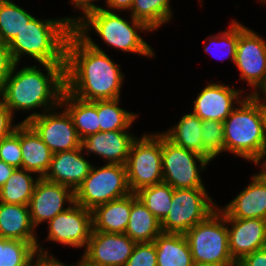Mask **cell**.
<instances>
[{"label":"cell","instance_id":"1","mask_svg":"<svg viewBox=\"0 0 266 266\" xmlns=\"http://www.w3.org/2000/svg\"><path fill=\"white\" fill-rule=\"evenodd\" d=\"M124 74L88 33L72 30L65 46V90L84 101L120 98Z\"/></svg>","mask_w":266,"mask_h":266},{"label":"cell","instance_id":"2","mask_svg":"<svg viewBox=\"0 0 266 266\" xmlns=\"http://www.w3.org/2000/svg\"><path fill=\"white\" fill-rule=\"evenodd\" d=\"M38 65L44 67L45 74L35 65L24 66L17 71L16 63L0 92V98L13 116L19 110L31 111L42 107L44 113L53 108L60 109L61 97L65 90V65Z\"/></svg>","mask_w":266,"mask_h":266},{"label":"cell","instance_id":"3","mask_svg":"<svg viewBox=\"0 0 266 266\" xmlns=\"http://www.w3.org/2000/svg\"><path fill=\"white\" fill-rule=\"evenodd\" d=\"M73 27L64 19L35 16L8 44L15 63L28 55L38 63L65 65V46Z\"/></svg>","mask_w":266,"mask_h":266},{"label":"cell","instance_id":"4","mask_svg":"<svg viewBox=\"0 0 266 266\" xmlns=\"http://www.w3.org/2000/svg\"><path fill=\"white\" fill-rule=\"evenodd\" d=\"M242 96L243 99L223 121L225 148L227 153L257 164L266 157V137L259 93Z\"/></svg>","mask_w":266,"mask_h":266},{"label":"cell","instance_id":"5","mask_svg":"<svg viewBox=\"0 0 266 266\" xmlns=\"http://www.w3.org/2000/svg\"><path fill=\"white\" fill-rule=\"evenodd\" d=\"M95 30L109 47L124 52L136 53L145 57H154L153 48L139 35L140 32H152L142 21L121 17L115 12L99 8L82 18L74 27L76 33H89Z\"/></svg>","mask_w":266,"mask_h":266},{"label":"cell","instance_id":"6","mask_svg":"<svg viewBox=\"0 0 266 266\" xmlns=\"http://www.w3.org/2000/svg\"><path fill=\"white\" fill-rule=\"evenodd\" d=\"M223 212L217 209L184 235L188 240L193 262L235 266L229 251L228 226Z\"/></svg>","mask_w":266,"mask_h":266},{"label":"cell","instance_id":"7","mask_svg":"<svg viewBox=\"0 0 266 266\" xmlns=\"http://www.w3.org/2000/svg\"><path fill=\"white\" fill-rule=\"evenodd\" d=\"M132 193L126 166L122 164H105L101 167L92 165L88 176L74 191V202L86 209L124 197Z\"/></svg>","mask_w":266,"mask_h":266},{"label":"cell","instance_id":"8","mask_svg":"<svg viewBox=\"0 0 266 266\" xmlns=\"http://www.w3.org/2000/svg\"><path fill=\"white\" fill-rule=\"evenodd\" d=\"M125 166L132 193L162 183V132L137 137L132 142Z\"/></svg>","mask_w":266,"mask_h":266},{"label":"cell","instance_id":"9","mask_svg":"<svg viewBox=\"0 0 266 266\" xmlns=\"http://www.w3.org/2000/svg\"><path fill=\"white\" fill-rule=\"evenodd\" d=\"M217 207L206 188L174 189L169 213L161 221L162 231L185 234Z\"/></svg>","mask_w":266,"mask_h":266},{"label":"cell","instance_id":"10","mask_svg":"<svg viewBox=\"0 0 266 266\" xmlns=\"http://www.w3.org/2000/svg\"><path fill=\"white\" fill-rule=\"evenodd\" d=\"M209 162L201 154L174 144L162 133L163 182L173 189L205 188L199 173Z\"/></svg>","mask_w":266,"mask_h":266},{"label":"cell","instance_id":"11","mask_svg":"<svg viewBox=\"0 0 266 266\" xmlns=\"http://www.w3.org/2000/svg\"><path fill=\"white\" fill-rule=\"evenodd\" d=\"M258 33L239 23L235 65L240 78L253 90L249 95L266 93V41Z\"/></svg>","mask_w":266,"mask_h":266},{"label":"cell","instance_id":"12","mask_svg":"<svg viewBox=\"0 0 266 266\" xmlns=\"http://www.w3.org/2000/svg\"><path fill=\"white\" fill-rule=\"evenodd\" d=\"M21 123H28L53 154L80 148L81 139L65 108L62 112L54 109L46 113L33 112Z\"/></svg>","mask_w":266,"mask_h":266},{"label":"cell","instance_id":"13","mask_svg":"<svg viewBox=\"0 0 266 266\" xmlns=\"http://www.w3.org/2000/svg\"><path fill=\"white\" fill-rule=\"evenodd\" d=\"M68 205L69 208L47 223L46 239L69 247L86 248L93 230L92 210L76 202Z\"/></svg>","mask_w":266,"mask_h":266},{"label":"cell","instance_id":"14","mask_svg":"<svg viewBox=\"0 0 266 266\" xmlns=\"http://www.w3.org/2000/svg\"><path fill=\"white\" fill-rule=\"evenodd\" d=\"M135 244L125 233L92 231L82 257L99 266H125Z\"/></svg>","mask_w":266,"mask_h":266},{"label":"cell","instance_id":"15","mask_svg":"<svg viewBox=\"0 0 266 266\" xmlns=\"http://www.w3.org/2000/svg\"><path fill=\"white\" fill-rule=\"evenodd\" d=\"M65 202L74 203V191L68 186L39 178L28 207L32 225L36 229L43 222H49L57 214L65 211Z\"/></svg>","mask_w":266,"mask_h":266},{"label":"cell","instance_id":"16","mask_svg":"<svg viewBox=\"0 0 266 266\" xmlns=\"http://www.w3.org/2000/svg\"><path fill=\"white\" fill-rule=\"evenodd\" d=\"M241 89L222 83H208L193 101V110L201 120L223 122L243 99ZM236 102V103H235Z\"/></svg>","mask_w":266,"mask_h":266},{"label":"cell","instance_id":"17","mask_svg":"<svg viewBox=\"0 0 266 266\" xmlns=\"http://www.w3.org/2000/svg\"><path fill=\"white\" fill-rule=\"evenodd\" d=\"M229 251L237 263L246 255L266 247V219L226 218Z\"/></svg>","mask_w":266,"mask_h":266},{"label":"cell","instance_id":"18","mask_svg":"<svg viewBox=\"0 0 266 266\" xmlns=\"http://www.w3.org/2000/svg\"><path fill=\"white\" fill-rule=\"evenodd\" d=\"M136 139L126 130H115L91 134L81 139L80 148L87 156L96 154L104 158L107 164L126 165L132 142Z\"/></svg>","mask_w":266,"mask_h":266},{"label":"cell","instance_id":"19","mask_svg":"<svg viewBox=\"0 0 266 266\" xmlns=\"http://www.w3.org/2000/svg\"><path fill=\"white\" fill-rule=\"evenodd\" d=\"M83 154L81 148L54 153L50 167L43 178L68 186L75 191L88 176L92 167Z\"/></svg>","mask_w":266,"mask_h":266},{"label":"cell","instance_id":"20","mask_svg":"<svg viewBox=\"0 0 266 266\" xmlns=\"http://www.w3.org/2000/svg\"><path fill=\"white\" fill-rule=\"evenodd\" d=\"M252 182L230 203L219 208L225 218L266 219V179L260 174L251 176Z\"/></svg>","mask_w":266,"mask_h":266},{"label":"cell","instance_id":"21","mask_svg":"<svg viewBox=\"0 0 266 266\" xmlns=\"http://www.w3.org/2000/svg\"><path fill=\"white\" fill-rule=\"evenodd\" d=\"M28 205L0 202V236L31 243L37 252L48 254L38 243Z\"/></svg>","mask_w":266,"mask_h":266},{"label":"cell","instance_id":"22","mask_svg":"<svg viewBox=\"0 0 266 266\" xmlns=\"http://www.w3.org/2000/svg\"><path fill=\"white\" fill-rule=\"evenodd\" d=\"M22 168L42 178L47 173L53 153L28 123L20 122Z\"/></svg>","mask_w":266,"mask_h":266},{"label":"cell","instance_id":"23","mask_svg":"<svg viewBox=\"0 0 266 266\" xmlns=\"http://www.w3.org/2000/svg\"><path fill=\"white\" fill-rule=\"evenodd\" d=\"M132 206V193L96 206L92 210V231L125 233Z\"/></svg>","mask_w":266,"mask_h":266},{"label":"cell","instance_id":"24","mask_svg":"<svg viewBox=\"0 0 266 266\" xmlns=\"http://www.w3.org/2000/svg\"><path fill=\"white\" fill-rule=\"evenodd\" d=\"M60 108H65L70 114L80 139L100 131L98 100L84 101L64 90Z\"/></svg>","mask_w":266,"mask_h":266},{"label":"cell","instance_id":"25","mask_svg":"<svg viewBox=\"0 0 266 266\" xmlns=\"http://www.w3.org/2000/svg\"><path fill=\"white\" fill-rule=\"evenodd\" d=\"M161 221L158 220L132 193V206L125 234L136 243L154 242L161 234Z\"/></svg>","mask_w":266,"mask_h":266},{"label":"cell","instance_id":"26","mask_svg":"<svg viewBox=\"0 0 266 266\" xmlns=\"http://www.w3.org/2000/svg\"><path fill=\"white\" fill-rule=\"evenodd\" d=\"M154 243L157 266H192V254L184 234L162 232Z\"/></svg>","mask_w":266,"mask_h":266},{"label":"cell","instance_id":"27","mask_svg":"<svg viewBox=\"0 0 266 266\" xmlns=\"http://www.w3.org/2000/svg\"><path fill=\"white\" fill-rule=\"evenodd\" d=\"M183 115L176 126L174 125L173 128L171 127L163 134L174 144L195 151L203 156L202 120L192 111Z\"/></svg>","mask_w":266,"mask_h":266},{"label":"cell","instance_id":"28","mask_svg":"<svg viewBox=\"0 0 266 266\" xmlns=\"http://www.w3.org/2000/svg\"><path fill=\"white\" fill-rule=\"evenodd\" d=\"M34 172L23 168H16L6 183L0 188V202L8 204L28 205L33 195L36 179L31 175Z\"/></svg>","mask_w":266,"mask_h":266},{"label":"cell","instance_id":"29","mask_svg":"<svg viewBox=\"0 0 266 266\" xmlns=\"http://www.w3.org/2000/svg\"><path fill=\"white\" fill-rule=\"evenodd\" d=\"M130 13L152 32L170 22L173 17L170 0H134Z\"/></svg>","mask_w":266,"mask_h":266},{"label":"cell","instance_id":"30","mask_svg":"<svg viewBox=\"0 0 266 266\" xmlns=\"http://www.w3.org/2000/svg\"><path fill=\"white\" fill-rule=\"evenodd\" d=\"M120 98L98 100V120L101 132L126 130L131 127L137 114L119 107Z\"/></svg>","mask_w":266,"mask_h":266},{"label":"cell","instance_id":"31","mask_svg":"<svg viewBox=\"0 0 266 266\" xmlns=\"http://www.w3.org/2000/svg\"><path fill=\"white\" fill-rule=\"evenodd\" d=\"M33 17L12 0L0 1V41L9 44Z\"/></svg>","mask_w":266,"mask_h":266},{"label":"cell","instance_id":"32","mask_svg":"<svg viewBox=\"0 0 266 266\" xmlns=\"http://www.w3.org/2000/svg\"><path fill=\"white\" fill-rule=\"evenodd\" d=\"M174 189L164 182L141 188L137 197L160 221L169 213Z\"/></svg>","mask_w":266,"mask_h":266},{"label":"cell","instance_id":"33","mask_svg":"<svg viewBox=\"0 0 266 266\" xmlns=\"http://www.w3.org/2000/svg\"><path fill=\"white\" fill-rule=\"evenodd\" d=\"M36 252L29 242L0 236V266H30Z\"/></svg>","mask_w":266,"mask_h":266},{"label":"cell","instance_id":"34","mask_svg":"<svg viewBox=\"0 0 266 266\" xmlns=\"http://www.w3.org/2000/svg\"><path fill=\"white\" fill-rule=\"evenodd\" d=\"M201 138L203 156L210 161L220 155L223 151L226 152L223 122L202 120Z\"/></svg>","mask_w":266,"mask_h":266},{"label":"cell","instance_id":"35","mask_svg":"<svg viewBox=\"0 0 266 266\" xmlns=\"http://www.w3.org/2000/svg\"><path fill=\"white\" fill-rule=\"evenodd\" d=\"M209 45H204V50L205 52H211L213 53L212 49H218V52L221 50L227 53H224V56L222 55V60L226 56L227 58L229 57L233 63H235L236 59V48H237V42L239 38V22L235 21L234 19L232 20L229 29L225 31L219 32L218 35H214L211 37L209 36ZM211 53V54H212ZM223 53V52H222ZM221 53V54H222ZM214 57L221 59L219 53H213ZM225 57V58H226Z\"/></svg>","mask_w":266,"mask_h":266},{"label":"cell","instance_id":"36","mask_svg":"<svg viewBox=\"0 0 266 266\" xmlns=\"http://www.w3.org/2000/svg\"><path fill=\"white\" fill-rule=\"evenodd\" d=\"M0 160L14 168H22L20 123L10 135L0 140Z\"/></svg>","mask_w":266,"mask_h":266},{"label":"cell","instance_id":"37","mask_svg":"<svg viewBox=\"0 0 266 266\" xmlns=\"http://www.w3.org/2000/svg\"><path fill=\"white\" fill-rule=\"evenodd\" d=\"M125 266H157L155 243H136Z\"/></svg>","mask_w":266,"mask_h":266},{"label":"cell","instance_id":"38","mask_svg":"<svg viewBox=\"0 0 266 266\" xmlns=\"http://www.w3.org/2000/svg\"><path fill=\"white\" fill-rule=\"evenodd\" d=\"M15 64L16 63L14 62L8 48V44L0 41V92L2 91Z\"/></svg>","mask_w":266,"mask_h":266},{"label":"cell","instance_id":"39","mask_svg":"<svg viewBox=\"0 0 266 266\" xmlns=\"http://www.w3.org/2000/svg\"><path fill=\"white\" fill-rule=\"evenodd\" d=\"M18 125L13 124L12 113L0 98V140L10 135Z\"/></svg>","mask_w":266,"mask_h":266},{"label":"cell","instance_id":"40","mask_svg":"<svg viewBox=\"0 0 266 266\" xmlns=\"http://www.w3.org/2000/svg\"><path fill=\"white\" fill-rule=\"evenodd\" d=\"M94 0H71V3L74 4L75 8L81 9L82 16L78 15V17H64V19L72 26L74 27L82 18H84L87 14L90 12L96 11L99 8L96 4L93 2ZM97 1V0H95ZM81 16V17H79Z\"/></svg>","mask_w":266,"mask_h":266},{"label":"cell","instance_id":"41","mask_svg":"<svg viewBox=\"0 0 266 266\" xmlns=\"http://www.w3.org/2000/svg\"><path fill=\"white\" fill-rule=\"evenodd\" d=\"M238 266H266V247L256 250L245 257L239 262Z\"/></svg>","mask_w":266,"mask_h":266},{"label":"cell","instance_id":"42","mask_svg":"<svg viewBox=\"0 0 266 266\" xmlns=\"http://www.w3.org/2000/svg\"><path fill=\"white\" fill-rule=\"evenodd\" d=\"M36 258V259H35ZM66 263H62L57 260L55 256L52 254H44L40 252H36L32 258L30 266H75V265H65Z\"/></svg>","mask_w":266,"mask_h":266},{"label":"cell","instance_id":"43","mask_svg":"<svg viewBox=\"0 0 266 266\" xmlns=\"http://www.w3.org/2000/svg\"><path fill=\"white\" fill-rule=\"evenodd\" d=\"M134 0H105V5H107L106 8H103L105 10L113 12L114 10H131ZM111 9V10H110Z\"/></svg>","mask_w":266,"mask_h":266},{"label":"cell","instance_id":"44","mask_svg":"<svg viewBox=\"0 0 266 266\" xmlns=\"http://www.w3.org/2000/svg\"><path fill=\"white\" fill-rule=\"evenodd\" d=\"M15 169L16 168L13 166L8 165L6 162L0 160V188L6 183Z\"/></svg>","mask_w":266,"mask_h":266},{"label":"cell","instance_id":"45","mask_svg":"<svg viewBox=\"0 0 266 266\" xmlns=\"http://www.w3.org/2000/svg\"><path fill=\"white\" fill-rule=\"evenodd\" d=\"M263 96H264V98L262 99V94L259 93V104H260V109H261V112L263 115L264 133H265V137H266V93H263Z\"/></svg>","mask_w":266,"mask_h":266},{"label":"cell","instance_id":"46","mask_svg":"<svg viewBox=\"0 0 266 266\" xmlns=\"http://www.w3.org/2000/svg\"><path fill=\"white\" fill-rule=\"evenodd\" d=\"M262 162L261 163L259 162V163L255 164V165H258V164L262 165V166H260L262 168L260 169L259 173L266 179V160L264 159V161H262Z\"/></svg>","mask_w":266,"mask_h":266},{"label":"cell","instance_id":"47","mask_svg":"<svg viewBox=\"0 0 266 266\" xmlns=\"http://www.w3.org/2000/svg\"><path fill=\"white\" fill-rule=\"evenodd\" d=\"M80 258H81V260L75 266H99V265H95V264H91V263L87 262L83 257H80Z\"/></svg>","mask_w":266,"mask_h":266},{"label":"cell","instance_id":"48","mask_svg":"<svg viewBox=\"0 0 266 266\" xmlns=\"http://www.w3.org/2000/svg\"><path fill=\"white\" fill-rule=\"evenodd\" d=\"M192 266H219L213 263H200V262H193Z\"/></svg>","mask_w":266,"mask_h":266}]
</instances>
